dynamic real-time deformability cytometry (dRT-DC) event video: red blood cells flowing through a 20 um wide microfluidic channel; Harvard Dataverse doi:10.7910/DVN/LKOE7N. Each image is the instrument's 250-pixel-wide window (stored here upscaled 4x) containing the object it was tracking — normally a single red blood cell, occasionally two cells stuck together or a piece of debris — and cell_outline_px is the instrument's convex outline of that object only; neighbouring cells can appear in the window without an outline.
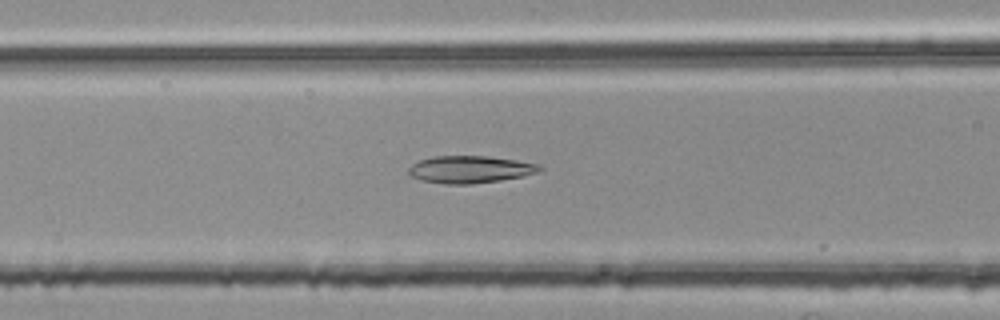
{"species": "common noctule bat (a hibernating species)", "species_latin": "Nyctalus noctula", "temperature_condition": "room temperature", "stored_images_in_passage": 12, "camera_frame_rate_fps": 3000, "um_per_image_px": 0.085, "animal": {"sex": "female", "body_mass_g": 25.1}, "frame": {"image": 1, "passage_image": 8, "time_ms": 2.333, "image_size_px": [1000, 320], "cell_outline_px": [[544, 168], [540, 172], [524, 176], [500, 180], [468, 184], [444, 184], [420, 180], [412, 176], [408, 172], [408, 168], [412, 164], [420, 160], [436, 156], [488, 156], [516, 160], [540, 164]], "centroid_in_image_um": [39.99, 14.4], "position_along_channel_um": 126.6, "area_um2": 20.87}}
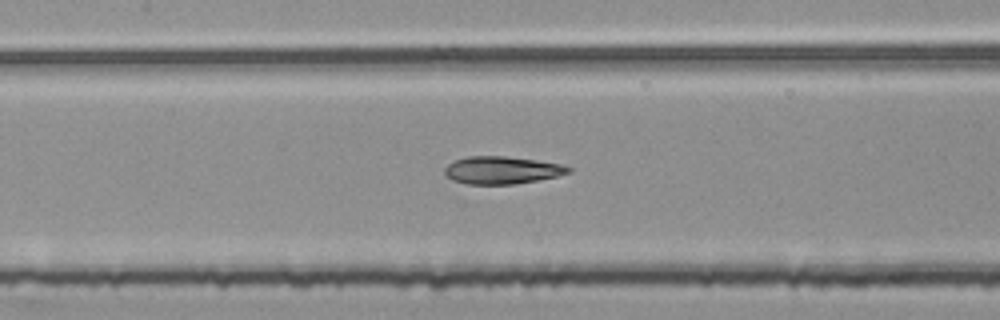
{"frame": {"image": 2, "passage_image": 11, "time_ms": 3.333, "image_size_px": [1000, 320], "cell_outline_px": [[572, 172], [556, 176], [536, 180], [512, 184], [468, 184], [452, 180], [444, 172], [444, 168], [452, 160], [468, 156], [504, 156], [536, 160], [560, 164], [572, 168]], "centroid_in_image_um": [42.63, 14.45], "position_along_channel_um": 164.8, "area_um2": 19.77}}